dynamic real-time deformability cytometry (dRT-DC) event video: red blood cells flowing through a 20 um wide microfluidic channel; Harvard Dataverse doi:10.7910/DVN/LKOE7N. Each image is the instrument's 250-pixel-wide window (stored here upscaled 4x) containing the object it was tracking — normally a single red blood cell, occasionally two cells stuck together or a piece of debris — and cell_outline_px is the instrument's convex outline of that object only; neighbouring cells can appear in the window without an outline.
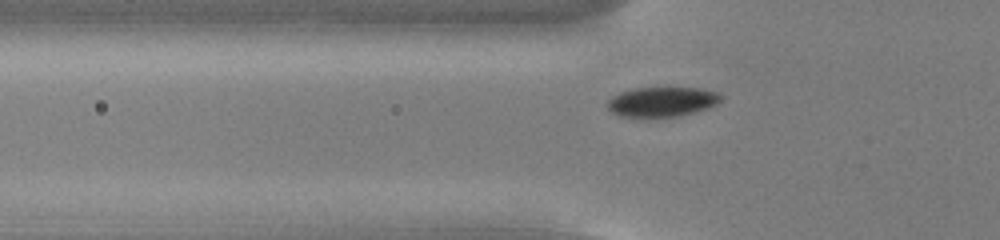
{"species": "common noctule bat (a hibernating species)", "species_latin": "Nyctalus noctula", "temperature_condition": "cold", "stored_images_in_passage": 49, "camera_frame_rate_fps": 3000, "um_per_image_px": 0.085, "animal": {"sex": "male", "body_mass_g": 13.0, "forearm_length_mm": 53.1}, "frame": {"image": 1, "passage_image": 12, "time_ms": 3.667, "image_size_px": [1000, 240], "cell_outline_px": [[724, 96], [716, 104], [708, 108], [676, 116], [620, 116], [612, 112], [608, 108], [608, 100], [612, 96], [620, 92], [632, 88], [700, 88], [720, 92]], "centroid_in_image_um": [56.29, 8.63], "position_along_channel_um": 69.5, "area_um2": 19.48}}
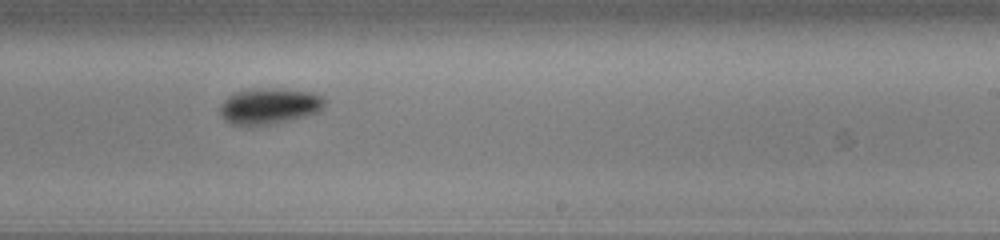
{"frame": {"image": 2, "passage_image": 28, "time_ms": 9.0, "image_size_px": [1000, 240], "cell_outline_px": [[324, 104], [320, 112], [272, 124], [252, 128], [248, 128], [232, 124], [224, 120], [220, 112], [220, 104], [228, 96], [236, 92], [260, 88], [272, 88], [312, 92], [324, 96]], "centroid_in_image_um": [22.86, 9.05], "position_along_channel_um": 266.1, "area_um2": 22.31}}
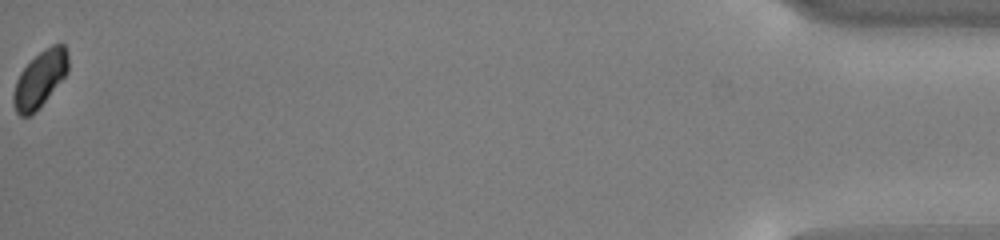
{"frame": {"image": 3, "passage_image": 49, "time_ms": 16.0, "image_size_px": [1000, 240], "cell_outline_px": [[68, 72], [44, 100], [28, 116], [20, 116], [16, 112], [12, 100], [12, 96], [16, 80], [20, 72], [44, 48], [52, 44], [64, 44], [68, 52]], "centroid_in_image_um": [3.39, 6.68], "position_along_channel_um": 431.8, "area_um2": 17.46}, "authors_computed_cell_mechanics": {"area_um2": 19.941, "velocity_mm_per_s": 3.7101, "shape_relaxation_time_tau1_ms": 2.5157, "shape_relaxation_time_tau2_ms": null, "deformation_change_tau1": 0.0643, "deformation_change_tau2": null}}